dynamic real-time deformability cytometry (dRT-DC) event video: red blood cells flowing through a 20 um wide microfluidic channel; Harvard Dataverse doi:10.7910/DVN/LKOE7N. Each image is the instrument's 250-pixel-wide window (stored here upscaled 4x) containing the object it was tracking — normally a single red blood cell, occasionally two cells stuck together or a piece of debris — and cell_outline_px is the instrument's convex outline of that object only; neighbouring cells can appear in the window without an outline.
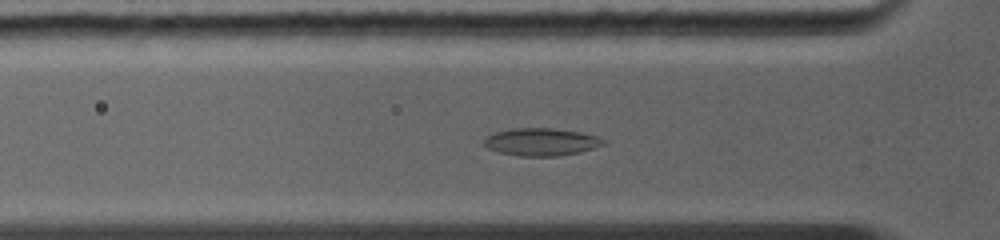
{"species": "common noctule bat (a hibernating species)", "species_latin": "Nyctalus noctula", "temperature_condition": "warm", "stored_images_in_passage": 29, "camera_frame_rate_fps": 5000, "um_per_image_px": 0.085, "animal": {"sex": "female", "body_mass_g": 19.0, "forearm_length_mm": 56.7}, "frame": {"image": 1, "passage_image": 13, "time_ms": 3.2, "image_size_px": [1000, 240], "cell_outline_px": [[604, 144], [580, 152], [560, 156], [520, 156], [500, 152], [488, 148], [484, 144], [484, 136], [496, 132], [512, 128], [552, 128], [580, 132], [596, 136], [604, 140]], "centroid_in_image_um": [45.97, 12.06], "position_along_channel_um": 79.8, "area_um2": 19.07}}
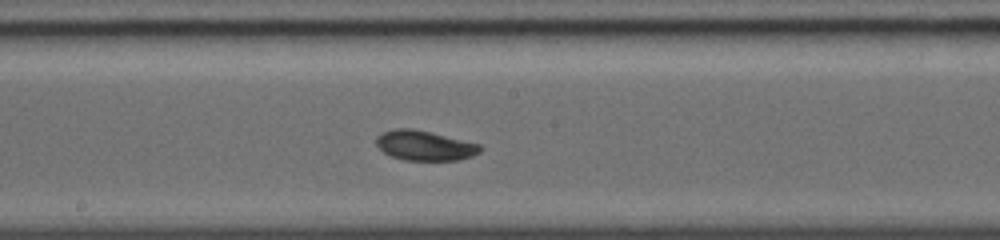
{"frame": {"image": 2, "passage_image": 20, "time_ms": 6.2, "image_size_px": [1000, 240], "cell_outline_px": [[480, 152], [472, 156], [460, 160], [404, 160], [392, 156], [384, 152], [376, 144], [376, 136], [392, 128], [412, 128], [480, 144]], "centroid_in_image_um": [36.08, 12.37], "position_along_channel_um": 212.1, "area_um2": 17.92}}
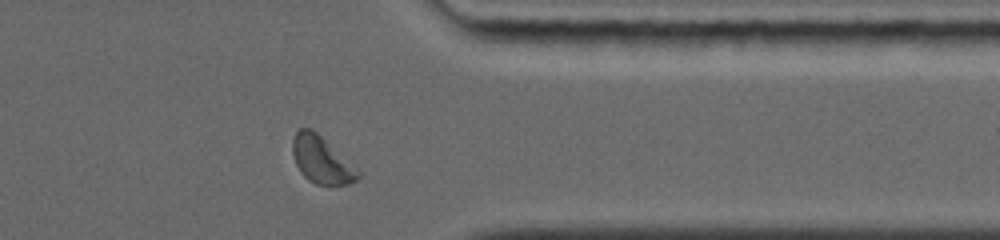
{"frame": {"image": 3, "passage_image": 27, "time_ms": 10.2, "image_size_px": [1000, 240], "cell_outline_px": [[360, 176], [356, 180], [348, 184], [316, 184], [308, 180], [300, 172], [296, 164], [292, 152], [292, 140], [296, 132], [300, 128], [312, 128], [360, 168]], "centroid_in_image_um": [27.36, 13.57], "position_along_channel_um": 384.0, "area_um2": 18.21}, "authors_computed_cell_mechanics": {"area_um2": 18.785, "velocity_mm_per_s": 4.4324, "shape_relaxation_time_tau1_ms": 11.0442, "shape_relaxation_time_tau2_ms": null, "deformation_change_tau1": 0.1891, "deformation_change_tau2": null}}